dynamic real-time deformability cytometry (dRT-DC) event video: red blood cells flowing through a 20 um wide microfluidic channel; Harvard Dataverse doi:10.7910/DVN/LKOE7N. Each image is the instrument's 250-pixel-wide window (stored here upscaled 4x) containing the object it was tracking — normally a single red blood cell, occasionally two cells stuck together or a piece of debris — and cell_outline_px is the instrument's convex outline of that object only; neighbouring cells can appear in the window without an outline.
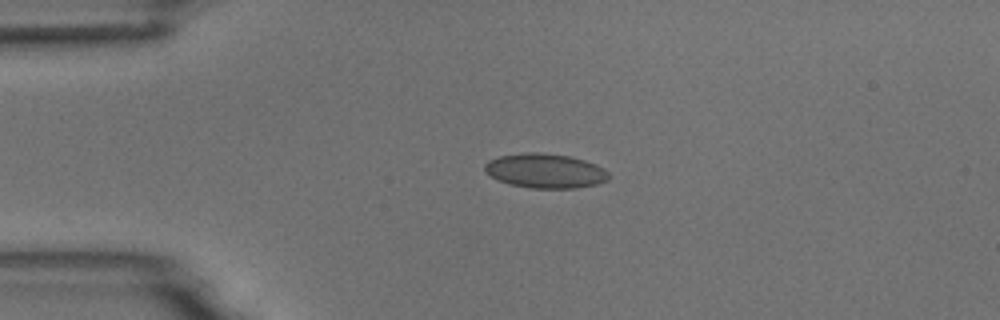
{"species": "common noctule bat (a hibernating species)", "species_latin": "Nyctalus noctula", "temperature_condition": "room temperature", "stored_images_in_passage": 4, "camera_frame_rate_fps": 3000, "um_per_image_px": 0.085, "animal": {"sex": "male", "body_mass_g": 18.8}, "frame": {"image": 1, "passage_image": 3, "time_ms": 2.333, "image_size_px": [1000, 320], "cell_outline_px": [[608, 180], [596, 184], [576, 188], [532, 188], [508, 184], [484, 172], [484, 164], [488, 160], [500, 156], [528, 152], [536, 152], [572, 156], [596, 164], [604, 168], [608, 172]], "centroid_in_image_um": [46.35, 14.52], "position_along_channel_um": 38.7, "area_um2": 24.91}}